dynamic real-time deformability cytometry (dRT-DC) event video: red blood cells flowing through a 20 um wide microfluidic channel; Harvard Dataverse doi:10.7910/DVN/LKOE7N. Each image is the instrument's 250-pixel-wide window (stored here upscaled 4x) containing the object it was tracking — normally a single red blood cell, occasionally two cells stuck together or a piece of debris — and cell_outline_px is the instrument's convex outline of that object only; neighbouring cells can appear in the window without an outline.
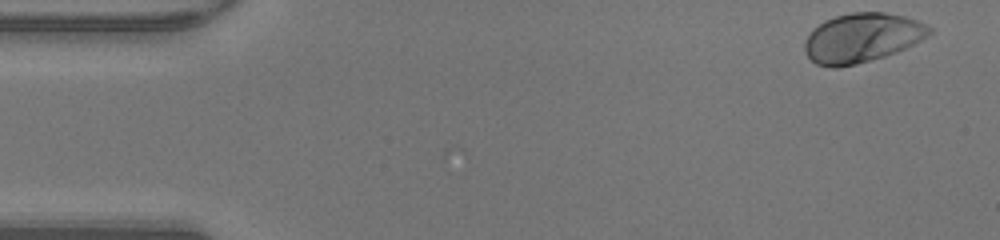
{"species": "human", "species_latin": "Homo sapiens", "temperature_condition": "warm", "stored_images_in_passage": 47, "camera_frame_rate_fps": 3000, "um_per_image_px": 0.085, "donor": {"sex": "male"}, "frame": {"image": 1, "passage_image": 1, "time_ms": 0.0, "image_size_px": [1000, 240], "cell_outline_px": [[932, 32], [928, 36], [896, 52], [884, 56], [856, 64], [836, 68], [832, 68], [816, 64], [804, 52], [804, 44], [812, 28], [824, 20], [836, 16], [852, 12], [884, 12], [904, 16], [916, 20], [932, 28]], "centroid_in_image_um": [73.24, 3.21], "position_along_channel_um": 11.8, "area_um2": 35.66}}
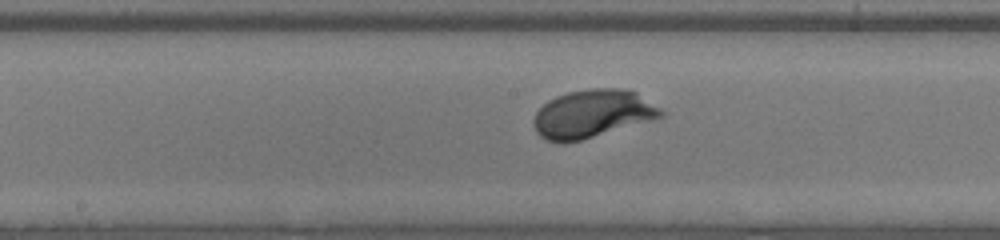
{"frame": {"image": 2, "passage_image": 23, "time_ms": 7.333, "image_size_px": [1000, 240], "cell_outline_px": [[664, 116], [652, 120], [580, 140], [564, 144], [548, 140], [540, 136], [536, 132], [532, 124], [532, 120], [536, 112], [548, 100], [556, 96], [568, 92], [592, 88], [620, 88], [636, 92], [660, 108], [664, 112]], "centroid_in_image_um": [50.32, 9.67], "position_along_channel_um": 197.9, "area_um2": 35.55}}
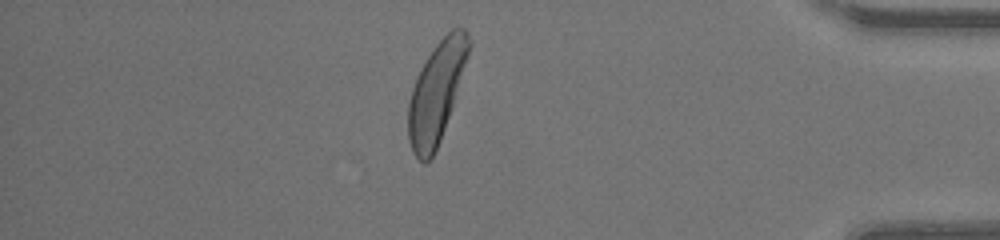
{"frame": {"image": 3, "passage_image": 40, "time_ms": 13.0, "image_size_px": [1000, 240], "cell_outline_px": [[472, 44], [440, 140], [432, 156], [424, 164], [412, 152], [408, 140], [408, 104], [412, 88], [416, 76], [420, 68], [436, 44], [452, 28], [464, 28], [468, 32], [472, 40]], "centroid_in_image_um": [37.08, 7.82], "position_along_channel_um": 398.1, "area_um2": 34.8}, "authors_computed_cell_mechanics": {"area_um2": 34.4488, "velocity_mm_per_s": 4.2449, "shape_relaxation_time_tau1_ms": 1.8899, "shape_relaxation_time_tau2_ms": null, "deformation_change_tau1": 0.1734, "deformation_change_tau2": null}}